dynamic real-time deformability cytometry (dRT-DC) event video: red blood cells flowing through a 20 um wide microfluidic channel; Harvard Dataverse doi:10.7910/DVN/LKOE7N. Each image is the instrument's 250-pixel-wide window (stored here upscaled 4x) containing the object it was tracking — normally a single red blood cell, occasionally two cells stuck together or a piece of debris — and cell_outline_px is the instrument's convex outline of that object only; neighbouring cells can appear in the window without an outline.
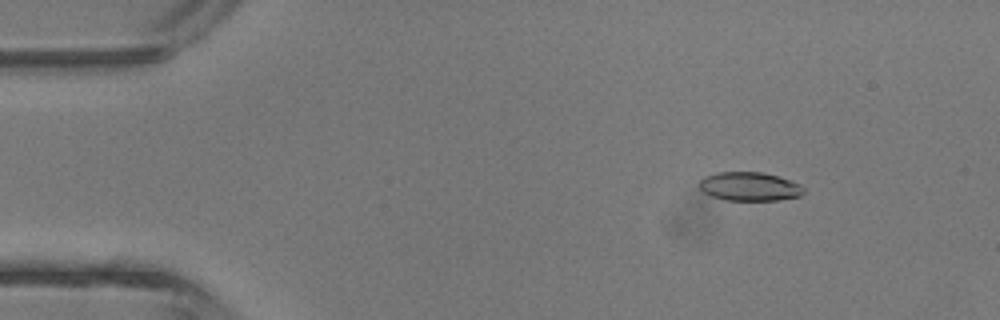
{"species": "common noctule bat (a hibernating species)", "species_latin": "Nyctalus noctula", "temperature_condition": "room temperature", "stored_images_in_passage": 4, "camera_frame_rate_fps": 3000, "um_per_image_px": 0.085, "animal": {"sex": "male", "body_mass_g": 13.3}, "frame": {"image": 1, "passage_image": 2, "time_ms": 1.333, "image_size_px": [1000, 320], "cell_outline_px": [[804, 192], [800, 196], [780, 200], [724, 200], [712, 196], [704, 192], [700, 188], [700, 180], [704, 176], [716, 172], [760, 172], [776, 176], [800, 184], [804, 188]], "centroid_in_image_um": [63.7, 15.85], "position_along_channel_um": 21.3, "area_um2": 17.4}}